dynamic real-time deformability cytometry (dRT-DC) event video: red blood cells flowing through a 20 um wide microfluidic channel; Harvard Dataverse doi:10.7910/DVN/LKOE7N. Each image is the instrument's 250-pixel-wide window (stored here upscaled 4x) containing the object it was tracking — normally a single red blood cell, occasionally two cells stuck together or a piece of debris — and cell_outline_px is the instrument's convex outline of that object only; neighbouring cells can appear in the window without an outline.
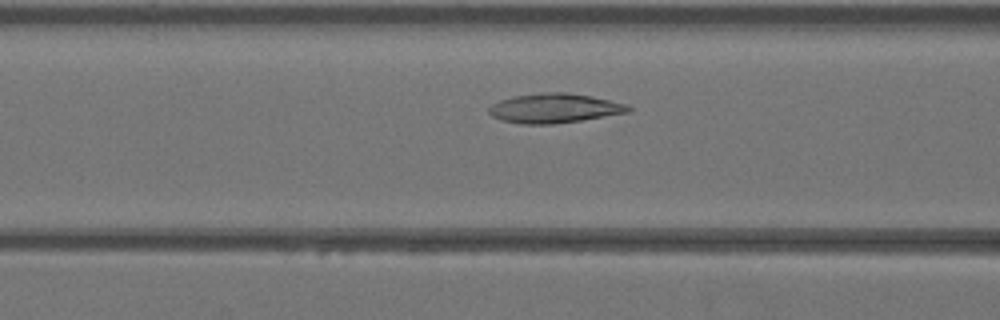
{"species": "Egyptian fruit bat (a non-hibernating species)", "species_latin": "Rousettus aegyptiacus", "temperature_condition": "warm", "stored_images_in_passage": 37, "camera_frame_rate_fps": 3000, "um_per_image_px": 0.085, "animal": {"sex": "female"}, "frame": {"image": 1, "passage_image": 11, "time_ms": 3.333, "image_size_px": [1000, 320], "cell_outline_px": [[632, 112], [580, 120], [552, 124], [524, 124], [500, 120], [492, 116], [488, 112], [488, 108], [492, 104], [500, 100], [512, 96], [548, 92], [568, 92], [592, 96], [628, 104], [632, 108]], "centroid_in_image_um": [47.14, 9.19], "position_along_channel_um": 119.5, "area_um2": 24.04}}
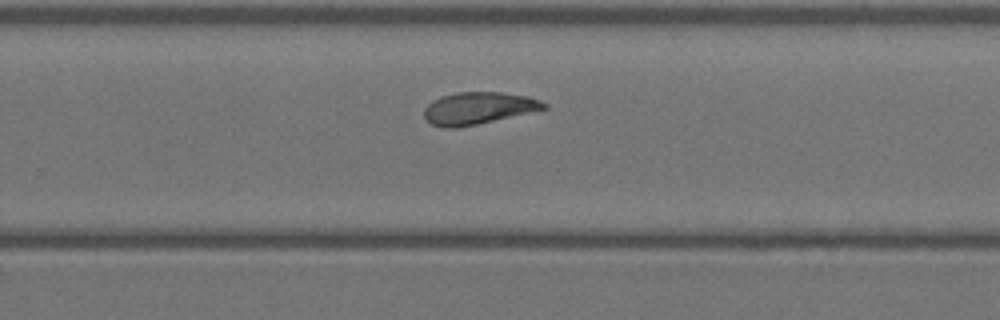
{"frame": {"image": 2, "passage_image": 22, "time_ms": 7.0, "image_size_px": [1000, 320], "cell_outline_px": [[548, 108], [476, 124], [456, 128], [444, 128], [432, 124], [424, 116], [424, 108], [432, 100], [440, 96], [456, 92], [500, 92], [528, 96], [540, 100], [548, 104]], "centroid_in_image_um": [40.64, 9.18], "position_along_channel_um": 289.2, "area_um2": 22.31}}
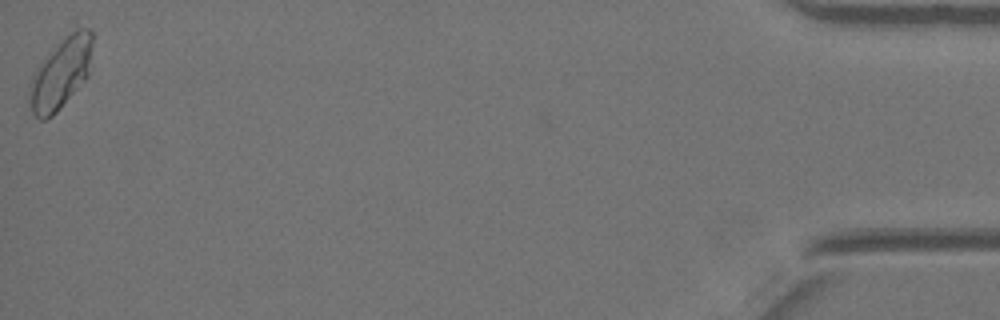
{"frame": {"image": 3, "passage_image": 37, "time_ms": 12.0, "image_size_px": [1000, 320], "cell_outline_px": [[92, 40], [88, 76], [56, 112], [52, 116], [44, 120], [40, 120], [28, 108], [28, 84], [36, 68], [64, 36], [76, 28], [88, 28], [92, 32]], "centroid_in_image_um": [5.12, 6.25], "position_along_channel_um": 430.1, "area_um2": 25.89}}